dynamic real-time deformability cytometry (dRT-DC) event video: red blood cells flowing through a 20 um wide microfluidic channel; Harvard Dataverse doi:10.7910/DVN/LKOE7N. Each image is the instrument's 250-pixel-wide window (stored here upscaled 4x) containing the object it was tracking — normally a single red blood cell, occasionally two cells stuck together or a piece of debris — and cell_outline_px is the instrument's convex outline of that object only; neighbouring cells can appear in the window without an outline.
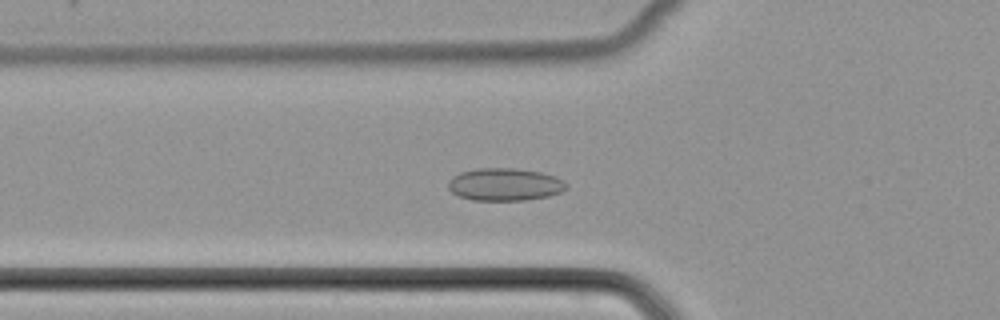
{"species": "common noctule bat (a hibernating species)", "species_latin": "Nyctalus noctula", "temperature_condition": "cold", "stored_images_in_passage": 52, "camera_frame_rate_fps": 3000, "um_per_image_px": 0.085, "animal": {"sex": "female", "body_mass_g": 22.7, "forearm_length_mm": 54.2}, "frame": {"image": 1, "passage_image": 19, "time_ms": 6.0, "image_size_px": [1000, 320], "cell_outline_px": [[568, 188], [560, 192], [548, 196], [524, 200], [472, 200], [460, 196], [452, 192], [448, 188], [448, 180], [452, 176], [460, 172], [476, 168], [516, 168], [540, 172], [556, 176], [564, 180], [568, 184]], "centroid_in_image_um": [42.91, 15.67], "position_along_channel_um": 82.9, "area_um2": 22.6}}
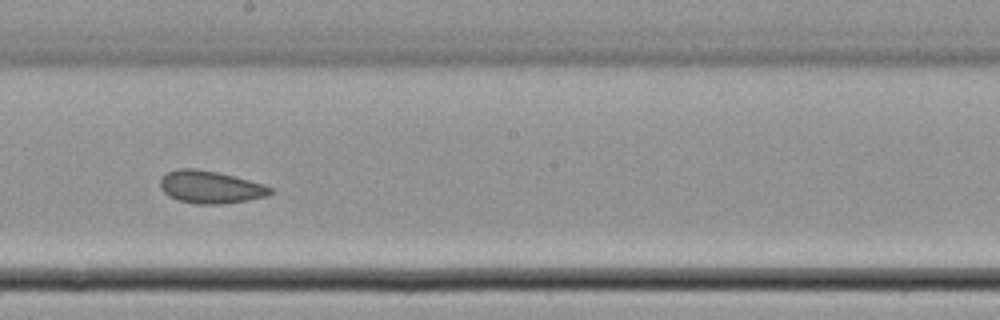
{"frame": {"image": 2, "passage_image": 30, "time_ms": 9.667, "image_size_px": [1000, 320], "cell_outline_px": [[272, 192], [264, 196], [248, 200], [220, 204], [196, 204], [180, 200], [168, 196], [160, 188], [160, 180], [168, 172], [176, 168], [196, 168], [216, 172], [264, 184], [272, 188]], "centroid_in_image_um": [17.85, 15.9], "position_along_channel_um": 230.4, "area_um2": 20.63}}
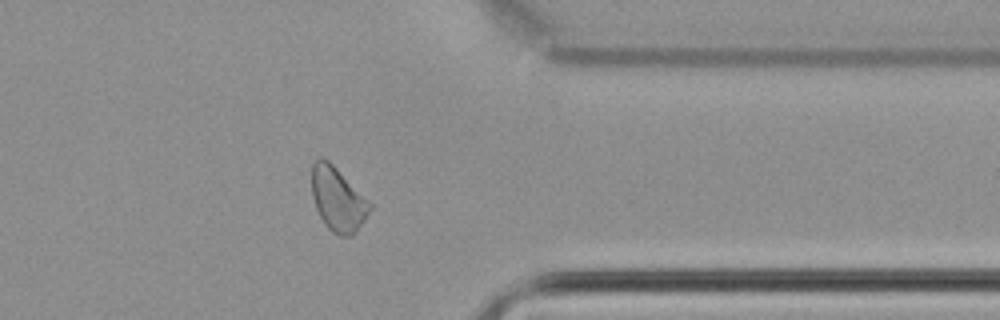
{"frame": {"image": 3, "passage_image": 42, "time_ms": 13.667, "image_size_px": [1000, 320], "cell_outline_px": [[372, 208], [356, 232], [352, 236], [340, 236], [332, 232], [324, 224], [316, 208], [312, 196], [312, 164], [320, 156], [328, 160], [372, 204]], "centroid_in_image_um": [28.7, 16.96], "position_along_channel_um": 382.7, "area_um2": 21.44}}